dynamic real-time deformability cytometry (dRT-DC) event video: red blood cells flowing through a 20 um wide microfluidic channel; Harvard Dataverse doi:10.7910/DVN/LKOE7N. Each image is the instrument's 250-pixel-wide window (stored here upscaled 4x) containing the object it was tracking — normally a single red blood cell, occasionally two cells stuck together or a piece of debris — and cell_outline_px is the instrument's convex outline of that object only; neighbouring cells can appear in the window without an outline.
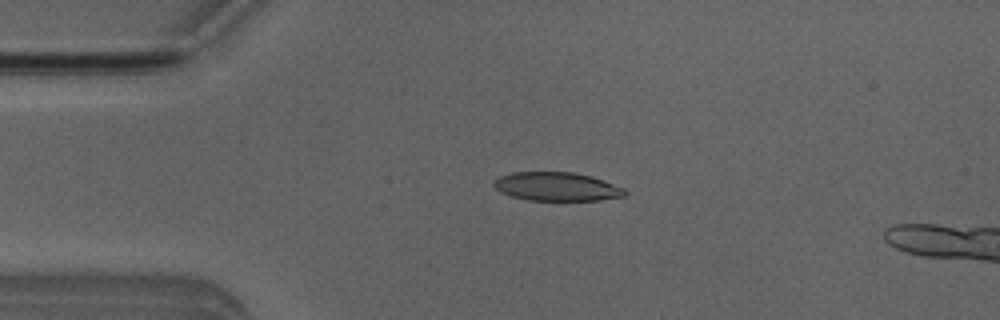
{"species": "Egyptian fruit bat (a non-hibernating species)", "species_latin": "Rousettus aegyptiacus", "temperature_condition": "room temperature", "stored_images_in_passage": 49, "camera_frame_rate_fps": 3000, "um_per_image_px": 0.085, "animal": {"sex": "male"}, "frame": {"image": 1, "passage_image": 11, "time_ms": 3.333, "image_size_px": [1000, 320], "cell_outline_px": [[628, 192], [624, 196], [600, 200], [528, 200], [512, 196], [500, 192], [492, 184], [492, 180], [500, 176], [512, 172], [572, 172], [592, 176], [604, 180], [624, 188]], "centroid_in_image_um": [47.32, 15.85], "position_along_channel_um": 37.7, "area_um2": 21.96}}
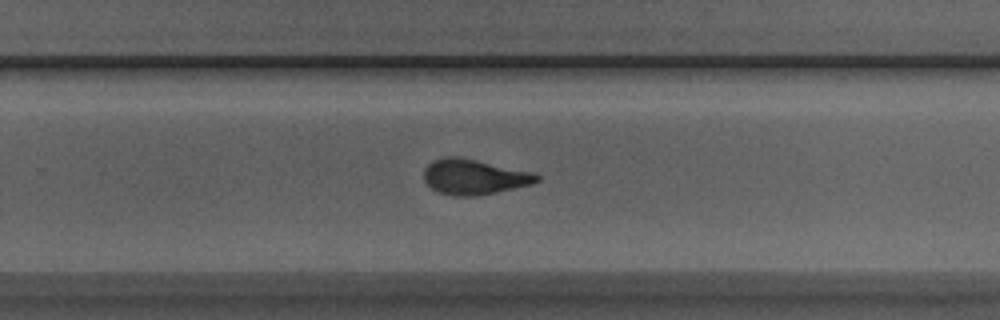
{"frame": {"image": 2, "passage_image": 32, "time_ms": 10.333, "image_size_px": [1000, 320], "cell_outline_px": [[540, 180], [532, 184], [496, 192], [476, 196], [452, 196], [436, 192], [424, 180], [424, 168], [432, 160], [444, 156], [456, 156], [476, 160], [532, 172], [540, 176]], "centroid_in_image_um": [40.26, 15.03], "position_along_channel_um": 289.5, "area_um2": 23.24}}
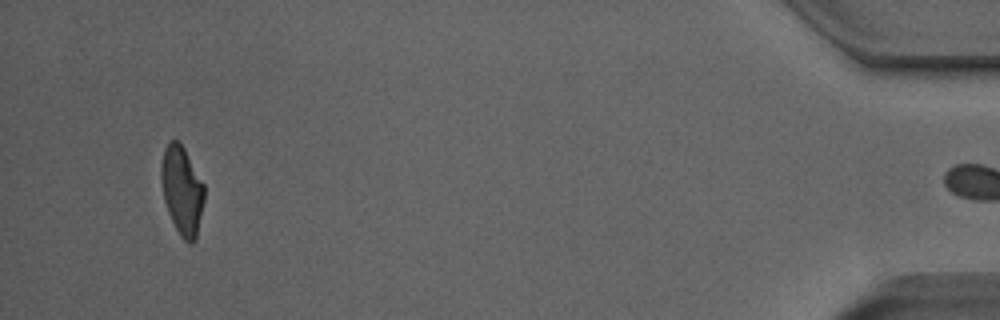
{"frame": {"image": 3, "passage_image": 48, "time_ms": 15.667, "image_size_px": [1000, 320], "cell_outline_px": [[204, 200], [196, 240], [192, 244], [188, 244], [180, 236], [168, 212], [164, 200], [160, 180], [160, 168], [164, 148], [168, 140], [176, 140], [184, 148], [204, 184]], "centroid_in_image_um": [15.46, 16.19], "position_along_channel_um": 419.7, "area_um2": 22.37}, "authors_computed_cell_mechanics": {"area_um2": 22.8888, "velocity_mm_per_s": 4.0089, "shape_relaxation_time_tau1_ms": 5.8327, "shape_relaxation_time_tau2_ms": 1.6319, "deformation_change_tau1": 0.2138, "deformation_change_tau2": 0.0953}}